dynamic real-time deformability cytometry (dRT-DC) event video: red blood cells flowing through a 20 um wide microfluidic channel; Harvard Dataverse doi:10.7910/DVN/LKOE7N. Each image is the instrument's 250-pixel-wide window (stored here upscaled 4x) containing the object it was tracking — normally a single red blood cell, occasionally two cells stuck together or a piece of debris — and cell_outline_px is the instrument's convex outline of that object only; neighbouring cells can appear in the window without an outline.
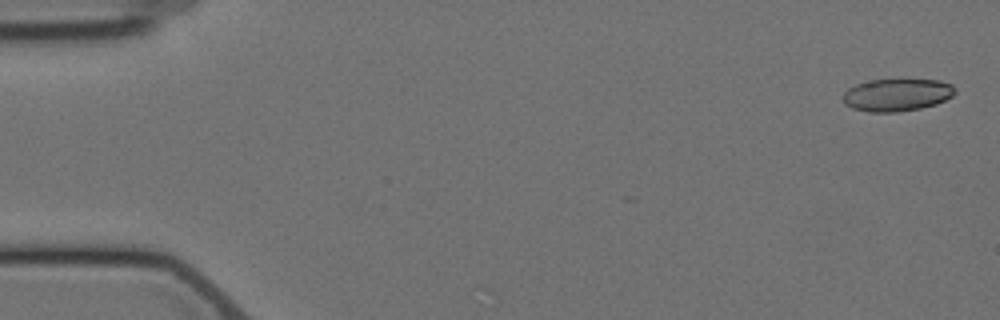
{"species": "Egyptian fruit bat (a non-hibernating species)", "species_latin": "Rousettus aegyptiacus", "temperature_condition": "cold", "stored_images_in_passage": 6, "camera_frame_rate_fps": 3000, "um_per_image_px": 0.085, "animal": {"sex": "female"}, "frame": {"image": 1, "passage_image": 1, "time_ms": 0.0, "image_size_px": [1000, 320], "cell_outline_px": [[956, 92], [952, 96], [936, 104], [920, 108], [896, 112], [868, 112], [852, 108], [844, 104], [844, 92], [848, 88], [856, 84], [872, 80], [900, 76], [940, 80], [952, 84], [956, 88]], "centroid_in_image_um": [76.27, 8.01], "position_along_channel_um": 8.7, "area_um2": 22.14}}